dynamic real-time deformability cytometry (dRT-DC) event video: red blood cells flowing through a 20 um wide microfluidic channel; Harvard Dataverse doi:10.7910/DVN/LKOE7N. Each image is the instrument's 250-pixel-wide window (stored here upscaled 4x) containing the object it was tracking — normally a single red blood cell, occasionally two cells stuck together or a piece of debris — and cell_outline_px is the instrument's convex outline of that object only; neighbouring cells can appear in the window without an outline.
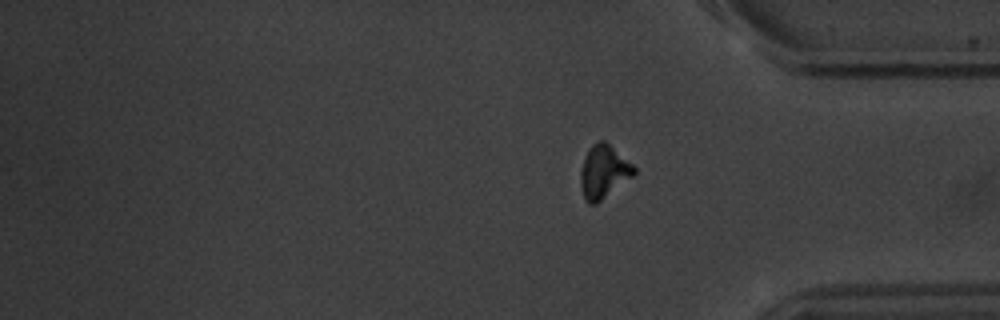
{"species": "common noctule bat (a hibernating species)", "species_latin": "Nyctalus noctula", "temperature_condition": "warm", "stored_images_in_passage": 14, "segment_of_instrument_passage": [2, 2], "camera_frame_rate_fps": 3000, "um_per_image_px": 0.085, "animal": {"sex": "male", "body_mass_g": 20.1, "forearm_length_mm": 53.5}, "frame": {"image": 1, "passage_image": 14, "time_ms": 17.667, "image_size_px": [1000, 320], "cell_outline_px": [[636, 172], [632, 176], [596, 204], [588, 204], [584, 200], [580, 184], [580, 172], [584, 160], [592, 144], [600, 140], [604, 140], [632, 164], [636, 168]], "centroid_in_image_um": [51.29, 14.62], "position_along_channel_um": 383.9, "area_um2": 16.24}}